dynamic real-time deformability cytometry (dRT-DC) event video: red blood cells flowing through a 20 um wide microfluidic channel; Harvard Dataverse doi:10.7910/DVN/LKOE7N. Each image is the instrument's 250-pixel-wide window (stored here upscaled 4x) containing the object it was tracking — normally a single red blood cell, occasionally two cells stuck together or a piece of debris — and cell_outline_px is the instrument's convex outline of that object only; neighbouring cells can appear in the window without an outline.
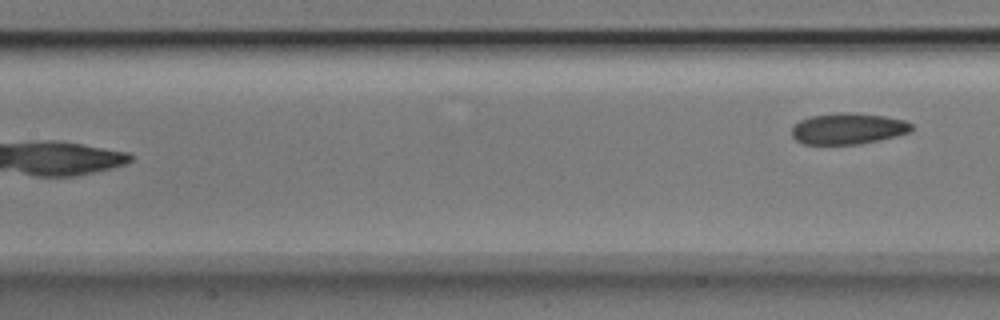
{"species": "Egyptian fruit bat (a non-hibernating species)", "species_latin": "Rousettus aegyptiacus", "temperature_condition": "room temperature", "stored_images_in_passage": 5, "camera_frame_rate_fps": 3000, "um_per_image_px": 0.085, "animal": {"sex": "male"}, "frame": {"image": 1, "passage_image": 5, "time_ms": 1.333, "image_size_px": [1000, 320], "cell_outline_px": [[912, 132], [880, 140], [860, 144], [804, 144], [796, 140], [792, 136], [792, 128], [800, 120], [812, 116], [836, 112], [840, 112], [884, 116], [904, 120], [912, 124]], "centroid_in_image_um": [72.1, 10.94], "position_along_channel_um": 135.3, "area_um2": 21.68}}